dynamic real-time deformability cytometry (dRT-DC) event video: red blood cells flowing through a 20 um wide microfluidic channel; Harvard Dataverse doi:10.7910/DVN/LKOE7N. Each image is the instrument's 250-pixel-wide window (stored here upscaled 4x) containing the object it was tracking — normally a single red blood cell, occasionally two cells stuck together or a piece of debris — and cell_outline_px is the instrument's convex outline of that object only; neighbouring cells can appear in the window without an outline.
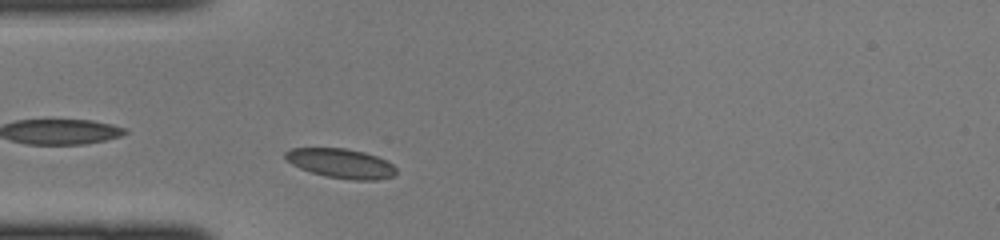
{"species": "common noctule bat (a hibernating species)", "species_latin": "Nyctalus noctula", "temperature_condition": "cold", "stored_images_in_passage": 30, "camera_frame_rate_fps": 3000, "um_per_image_px": 0.085, "animal": {"sex": "female", "body_mass_g": 22.0, "forearm_length_mm": 56.7}, "frame": {"image": 1, "passage_image": 1, "time_ms": 0.0, "image_size_px": [1000, 240], "cell_outline_px": [[396, 172], [392, 176], [380, 180], [352, 180], [324, 176], [300, 168], [292, 164], [284, 156], [284, 152], [292, 148], [344, 148], [364, 152], [388, 160], [396, 168]], "centroid_in_image_um": [29.0, 13.89], "position_along_channel_um": 56.0, "area_um2": 19.07}}
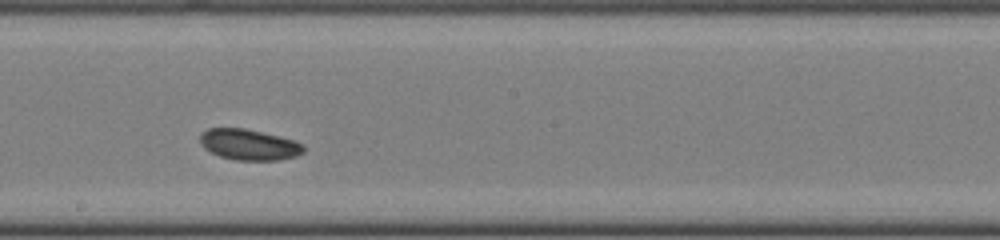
{"frame": {"image": 2, "passage_image": 13, "time_ms": 4.0, "image_size_px": [1000, 240], "cell_outline_px": [[304, 152], [296, 156], [280, 160], [236, 160], [220, 156], [204, 148], [200, 144], [200, 132], [208, 128], [244, 128], [280, 136], [296, 140], [304, 144]], "centroid_in_image_um": [21.18, 12.28], "position_along_channel_um": 227.0, "area_um2": 18.79}}
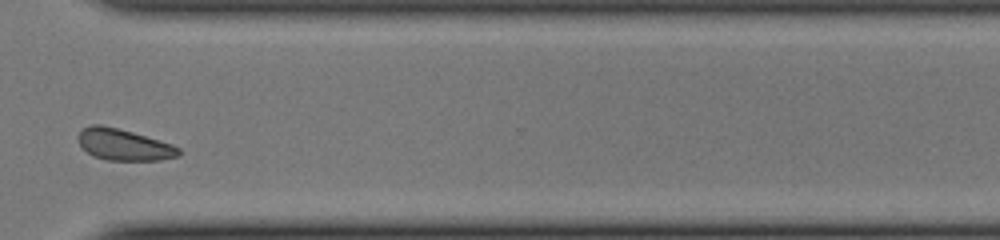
{"frame": {"image": 3, "passage_image": 22, "time_ms": 7.0, "image_size_px": [1000, 240], "cell_outline_px": [[180, 156], [160, 160], [108, 160], [92, 156], [80, 144], [76, 136], [84, 128], [92, 124], [100, 124], [132, 132], [172, 144], [180, 148]], "centroid_in_image_um": [10.53, 12.3], "position_along_channel_um": 360.1, "area_um2": 18.26}}